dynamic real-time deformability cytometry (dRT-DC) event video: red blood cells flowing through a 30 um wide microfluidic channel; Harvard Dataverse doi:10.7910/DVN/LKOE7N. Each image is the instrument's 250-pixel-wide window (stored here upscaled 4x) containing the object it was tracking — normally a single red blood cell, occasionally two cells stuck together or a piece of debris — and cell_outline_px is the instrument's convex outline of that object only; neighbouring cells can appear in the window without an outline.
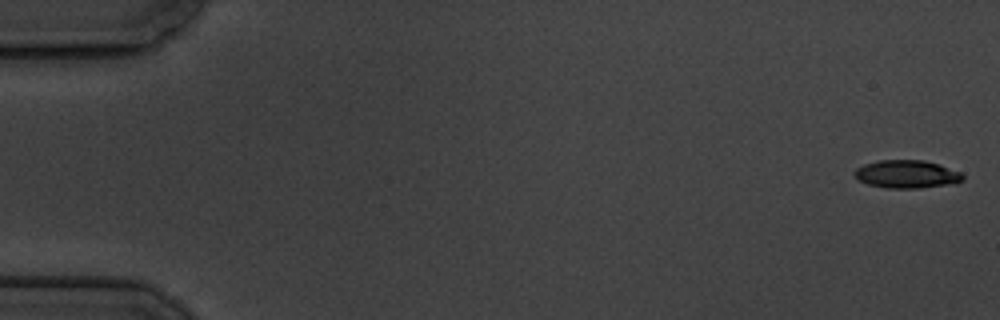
{"species": "common noctule bat (a hibernating species)", "species_latin": "Nyctalus noctula", "temperature_condition": "cold", "stored_images_in_passage": 6, "camera_frame_rate_fps": 3000, "um_per_image_px": 0.085, "animal": {"sex": "male", "body_mass_g": 19.5, "forearm_length_mm": 54.6}, "frame": {"image": 1, "passage_image": 1, "time_ms": 0.0, "image_size_px": [1000, 320], "cell_outline_px": [[964, 180], [944, 184], [920, 188], [888, 188], [868, 184], [860, 180], [852, 172], [856, 168], [864, 164], [880, 160], [924, 160], [960, 172], [964, 176]], "centroid_in_image_um": [77.02, 14.8], "position_along_channel_um": 8.0, "area_um2": 17.28}}
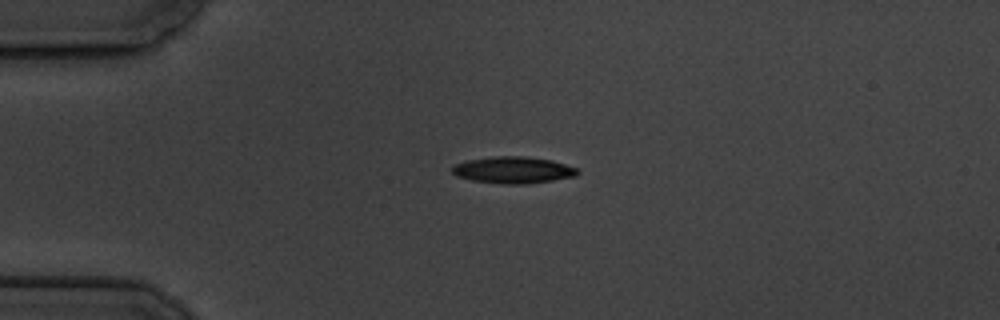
{"frame": {"image": 2, "passage_image": 4, "time_ms": 4.333, "image_size_px": [1000, 320], "cell_outline_px": [[580, 172], [576, 176], [528, 184], [500, 184], [472, 180], [456, 176], [452, 172], [452, 164], [468, 160], [496, 156], [524, 156], [552, 160], [576, 168]], "centroid_in_image_um": [43.6, 14.45], "position_along_channel_um": 41.4, "area_um2": 19.54}}